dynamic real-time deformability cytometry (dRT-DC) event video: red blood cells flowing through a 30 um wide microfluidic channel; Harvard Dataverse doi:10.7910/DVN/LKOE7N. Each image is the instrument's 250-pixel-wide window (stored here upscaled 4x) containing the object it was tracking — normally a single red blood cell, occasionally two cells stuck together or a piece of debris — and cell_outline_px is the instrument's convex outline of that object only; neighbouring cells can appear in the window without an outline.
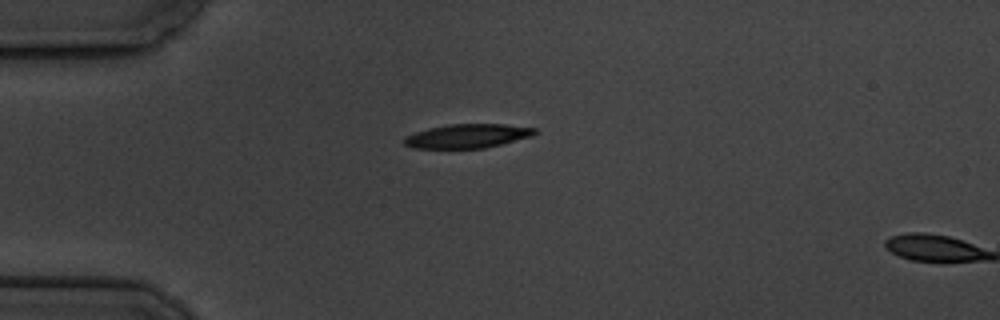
{"species": "common noctule bat (a hibernating species)", "species_latin": "Nyctalus noctula", "temperature_condition": "cold", "stored_images_in_passage": 4, "camera_frame_rate_fps": 3000, "um_per_image_px": 0.085, "animal": {"sex": "male", "body_mass_g": 19.5, "forearm_length_mm": 54.6}, "frame": {"image": 1, "passage_image": 4, "time_ms": 3.667, "image_size_px": [1000, 320], "cell_outline_px": [[536, 132], [532, 136], [484, 148], [412, 148], [404, 144], [404, 136], [428, 128], [448, 124], [504, 124], [536, 128]], "centroid_in_image_um": [39.71, 11.55], "position_along_channel_um": 45.3, "area_um2": 18.15}}